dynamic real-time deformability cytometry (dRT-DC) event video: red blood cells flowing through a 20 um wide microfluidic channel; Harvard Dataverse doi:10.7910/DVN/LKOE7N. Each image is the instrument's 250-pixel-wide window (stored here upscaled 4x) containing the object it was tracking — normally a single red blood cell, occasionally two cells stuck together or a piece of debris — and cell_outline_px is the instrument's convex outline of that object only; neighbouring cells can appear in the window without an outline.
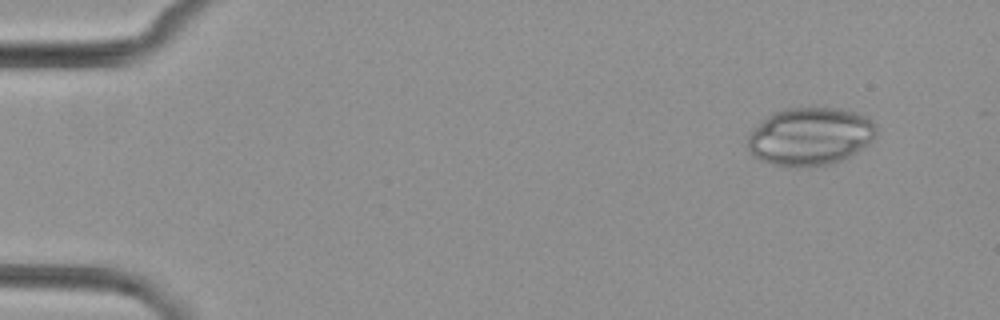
{"species": "common noctule bat (a hibernating species)", "species_latin": "Nyctalus noctula", "temperature_condition": "cold", "stored_images_in_passage": 5, "camera_frame_rate_fps": 3000, "um_per_image_px": 0.085, "animal": {"sex": "female", "body_mass_g": 29.2, "forearm_length_mm": 56.3}, "frame": {"image": 1, "passage_image": 1, "time_ms": 0.0, "image_size_px": [1000, 320], "cell_outline_px": [[876, 136], [868, 144], [848, 156], [832, 164], [792, 168], [772, 164], [752, 156], [748, 148], [748, 136], [768, 116], [784, 108], [840, 108], [856, 112], [872, 120], [876, 128]], "centroid_in_image_um": [68.87, 11.61], "position_along_channel_um": 16.1, "area_um2": 43.18}}